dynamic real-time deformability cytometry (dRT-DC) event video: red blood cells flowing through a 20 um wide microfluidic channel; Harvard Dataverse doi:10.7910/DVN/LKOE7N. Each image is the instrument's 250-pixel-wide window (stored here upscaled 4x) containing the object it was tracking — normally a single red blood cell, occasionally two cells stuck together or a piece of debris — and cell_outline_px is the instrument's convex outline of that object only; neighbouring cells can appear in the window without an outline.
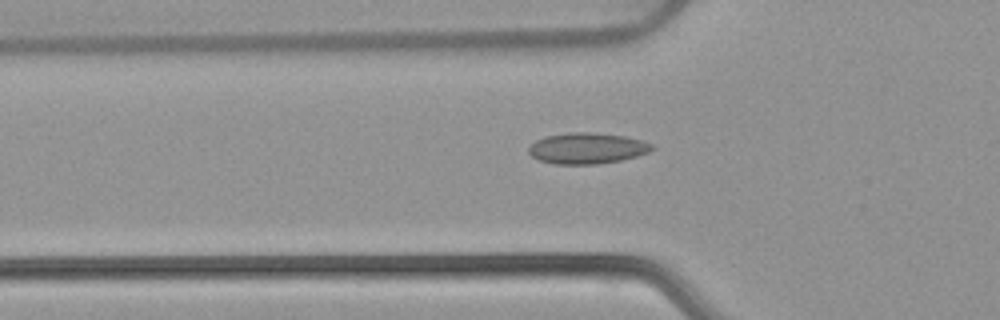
{"species": "common noctule bat (a hibernating species)", "species_latin": "Nyctalus noctula", "temperature_condition": "warm", "stored_images_in_passage": 14, "camera_frame_rate_fps": 3000, "um_per_image_px": 0.085, "animal": {"sex": "female", "body_mass_g": 22.7, "forearm_length_mm": 54.2}, "frame": {"image": 1, "passage_image": 2, "time_ms": 0.333, "image_size_px": [1000, 320], "cell_outline_px": [[656, 148], [648, 152], [636, 156], [620, 160], [600, 164], [552, 164], [540, 160], [532, 156], [528, 152], [528, 148], [536, 140], [544, 136], [568, 132], [592, 132], [624, 136], [640, 140], [652, 144]], "centroid_in_image_um": [49.88, 12.6], "position_along_channel_um": 75.9, "area_um2": 22.31}}
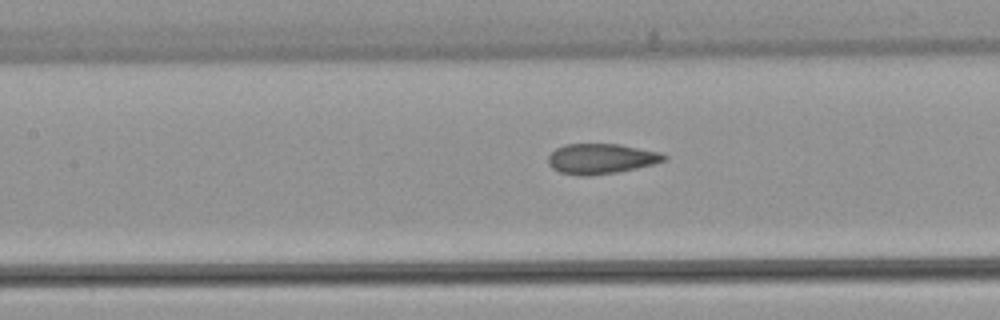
{"frame": {"image": 2, "passage_image": 8, "time_ms": 2.333, "image_size_px": [1000, 320], "cell_outline_px": [[668, 160], [620, 172], [588, 176], [580, 176], [560, 172], [552, 168], [548, 164], [548, 156], [556, 148], [564, 144], [620, 144], [660, 152], [668, 156]], "centroid_in_image_um": [51.1, 13.49], "position_along_channel_um": 156.3, "area_um2": 20.58}}
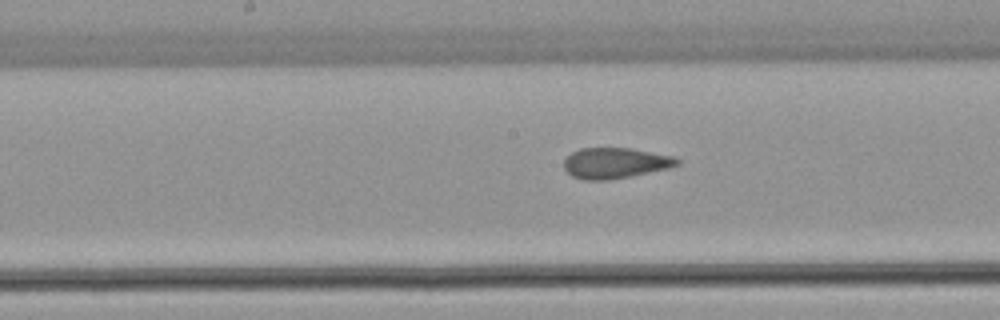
{"frame": {"image": 3, "passage_image": 11, "time_ms": 3.333, "image_size_px": [1000, 320], "cell_outline_px": [[680, 164], [668, 168], [632, 176], [608, 180], [584, 180], [572, 176], [564, 168], [564, 160], [572, 152], [580, 148], [632, 148], [672, 156], [680, 160]], "centroid_in_image_um": [52.29, 13.86], "position_along_channel_um": 195.9, "area_um2": 20.23}}